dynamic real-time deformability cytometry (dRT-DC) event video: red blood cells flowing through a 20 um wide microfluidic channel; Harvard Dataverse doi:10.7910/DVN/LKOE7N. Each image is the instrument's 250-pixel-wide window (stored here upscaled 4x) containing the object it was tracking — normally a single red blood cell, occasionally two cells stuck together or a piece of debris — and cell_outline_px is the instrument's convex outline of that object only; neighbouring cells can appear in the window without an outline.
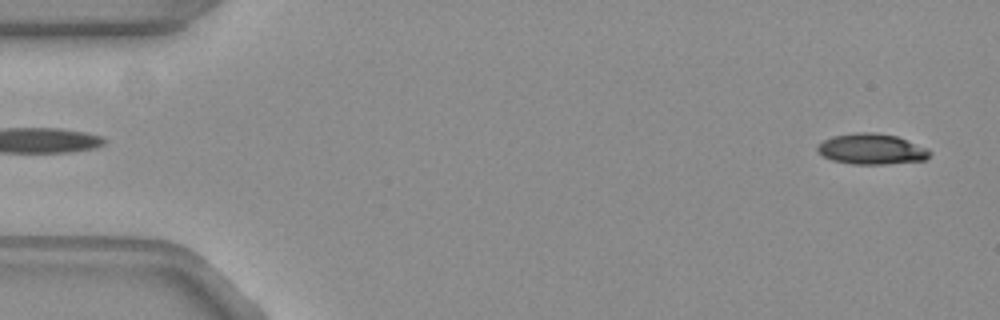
{"species": "common noctule bat (a hibernating species)", "species_latin": "Nyctalus noctula", "temperature_condition": "warm", "stored_images_in_passage": 54, "camera_frame_rate_fps": 3000, "um_per_image_px": 0.085, "animal": {"sex": "female", "body_mass_g": 19.3, "forearm_length_mm": 54.1}, "frame": {"image": 1, "passage_image": 2, "time_ms": 0.333, "image_size_px": [1000, 320], "cell_outline_px": [[932, 152], [924, 160], [880, 164], [856, 164], [832, 160], [824, 156], [816, 148], [824, 140], [832, 136], [856, 132], [872, 132], [896, 136], [924, 148]], "centroid_in_image_um": [74.05, 12.66], "position_along_channel_um": 11.0, "area_um2": 19.54}}
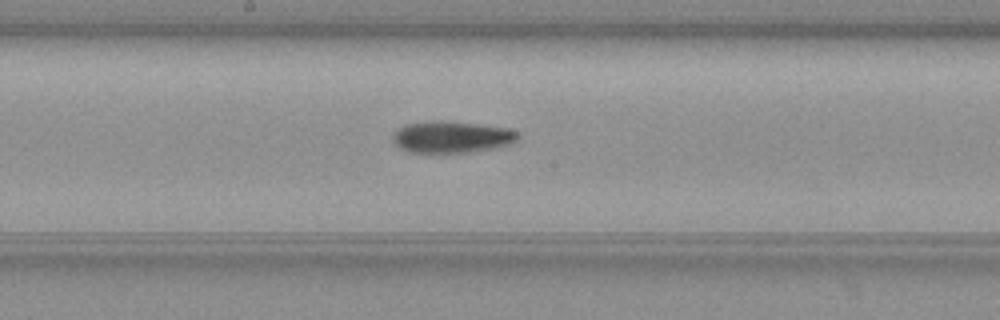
{"frame": {"image": 2, "passage_image": 28, "time_ms": 9.0, "image_size_px": [1000, 320], "cell_outline_px": [[520, 136], [516, 140], [508, 144], [492, 148], [468, 152], [408, 152], [400, 148], [392, 140], [392, 136], [396, 128], [404, 124], [432, 120], [440, 120], [508, 128], [520, 132]], "centroid_in_image_um": [38.34, 11.63], "position_along_channel_um": 209.9, "area_um2": 23.06}}
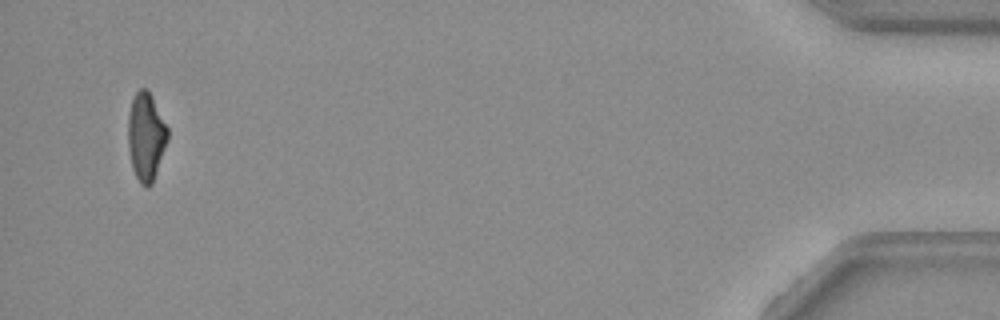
{"frame": {"image": 3, "passage_image": 52, "time_ms": 17.0, "image_size_px": [1000, 320], "cell_outline_px": [[168, 140], [152, 184], [148, 188], [144, 188], [140, 184], [132, 168], [128, 144], [128, 116], [132, 96], [140, 88], [148, 88], [168, 128]], "centroid_in_image_um": [12.4, 11.6], "position_along_channel_um": 422.8, "area_um2": 20.52}}